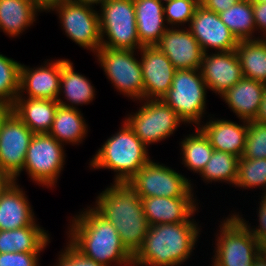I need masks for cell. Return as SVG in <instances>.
<instances>
[{"label": "cell", "mask_w": 266, "mask_h": 266, "mask_svg": "<svg viewBox=\"0 0 266 266\" xmlns=\"http://www.w3.org/2000/svg\"><path fill=\"white\" fill-rule=\"evenodd\" d=\"M252 266H266V258L260 253L253 262Z\"/></svg>", "instance_id": "46"}, {"label": "cell", "mask_w": 266, "mask_h": 266, "mask_svg": "<svg viewBox=\"0 0 266 266\" xmlns=\"http://www.w3.org/2000/svg\"><path fill=\"white\" fill-rule=\"evenodd\" d=\"M14 182V179L5 171L0 169V195Z\"/></svg>", "instance_id": "44"}, {"label": "cell", "mask_w": 266, "mask_h": 266, "mask_svg": "<svg viewBox=\"0 0 266 266\" xmlns=\"http://www.w3.org/2000/svg\"><path fill=\"white\" fill-rule=\"evenodd\" d=\"M21 63L0 54V108L10 109L20 89Z\"/></svg>", "instance_id": "33"}, {"label": "cell", "mask_w": 266, "mask_h": 266, "mask_svg": "<svg viewBox=\"0 0 266 266\" xmlns=\"http://www.w3.org/2000/svg\"><path fill=\"white\" fill-rule=\"evenodd\" d=\"M73 66L69 59H61L60 92L57 101L61 106L78 109L76 106L89 104L96 94L90 80L75 72ZM61 94L67 103L60 98Z\"/></svg>", "instance_id": "25"}, {"label": "cell", "mask_w": 266, "mask_h": 266, "mask_svg": "<svg viewBox=\"0 0 266 266\" xmlns=\"http://www.w3.org/2000/svg\"><path fill=\"white\" fill-rule=\"evenodd\" d=\"M199 128L207 136L214 150L242 157L248 132V121L241 119L242 124L225 120L212 119Z\"/></svg>", "instance_id": "20"}, {"label": "cell", "mask_w": 266, "mask_h": 266, "mask_svg": "<svg viewBox=\"0 0 266 266\" xmlns=\"http://www.w3.org/2000/svg\"><path fill=\"white\" fill-rule=\"evenodd\" d=\"M58 101L51 99L16 97L11 110L34 133H49Z\"/></svg>", "instance_id": "24"}, {"label": "cell", "mask_w": 266, "mask_h": 266, "mask_svg": "<svg viewBox=\"0 0 266 266\" xmlns=\"http://www.w3.org/2000/svg\"><path fill=\"white\" fill-rule=\"evenodd\" d=\"M99 8L101 47L122 50H139L142 47L133 0H106Z\"/></svg>", "instance_id": "7"}, {"label": "cell", "mask_w": 266, "mask_h": 266, "mask_svg": "<svg viewBox=\"0 0 266 266\" xmlns=\"http://www.w3.org/2000/svg\"><path fill=\"white\" fill-rule=\"evenodd\" d=\"M120 130L109 137L89 162L92 169L116 172L114 183H127L151 159L147 146L122 121Z\"/></svg>", "instance_id": "4"}, {"label": "cell", "mask_w": 266, "mask_h": 266, "mask_svg": "<svg viewBox=\"0 0 266 266\" xmlns=\"http://www.w3.org/2000/svg\"><path fill=\"white\" fill-rule=\"evenodd\" d=\"M34 133L11 109L0 108V169L16 182Z\"/></svg>", "instance_id": "12"}, {"label": "cell", "mask_w": 266, "mask_h": 266, "mask_svg": "<svg viewBox=\"0 0 266 266\" xmlns=\"http://www.w3.org/2000/svg\"><path fill=\"white\" fill-rule=\"evenodd\" d=\"M137 34L142 47L156 46L169 28L164 17V5L158 0H133Z\"/></svg>", "instance_id": "23"}, {"label": "cell", "mask_w": 266, "mask_h": 266, "mask_svg": "<svg viewBox=\"0 0 266 266\" xmlns=\"http://www.w3.org/2000/svg\"><path fill=\"white\" fill-rule=\"evenodd\" d=\"M161 4H166V3H169V2H172L173 0H158Z\"/></svg>", "instance_id": "49"}, {"label": "cell", "mask_w": 266, "mask_h": 266, "mask_svg": "<svg viewBox=\"0 0 266 266\" xmlns=\"http://www.w3.org/2000/svg\"><path fill=\"white\" fill-rule=\"evenodd\" d=\"M188 26L204 53L209 52L208 49H214L215 52L234 51L237 47L238 40L222 22L219 14L200 4Z\"/></svg>", "instance_id": "14"}, {"label": "cell", "mask_w": 266, "mask_h": 266, "mask_svg": "<svg viewBox=\"0 0 266 266\" xmlns=\"http://www.w3.org/2000/svg\"><path fill=\"white\" fill-rule=\"evenodd\" d=\"M219 16L238 41L260 39L254 36L256 25L252 3L249 0H240Z\"/></svg>", "instance_id": "30"}, {"label": "cell", "mask_w": 266, "mask_h": 266, "mask_svg": "<svg viewBox=\"0 0 266 266\" xmlns=\"http://www.w3.org/2000/svg\"><path fill=\"white\" fill-rule=\"evenodd\" d=\"M64 145L48 133L34 134L26 153L23 171L38 185L56 186L64 169Z\"/></svg>", "instance_id": "11"}, {"label": "cell", "mask_w": 266, "mask_h": 266, "mask_svg": "<svg viewBox=\"0 0 266 266\" xmlns=\"http://www.w3.org/2000/svg\"><path fill=\"white\" fill-rule=\"evenodd\" d=\"M207 85L199 69L176 70L162 100L187 124L199 127L205 115Z\"/></svg>", "instance_id": "6"}, {"label": "cell", "mask_w": 266, "mask_h": 266, "mask_svg": "<svg viewBox=\"0 0 266 266\" xmlns=\"http://www.w3.org/2000/svg\"><path fill=\"white\" fill-rule=\"evenodd\" d=\"M252 7L256 31L260 30V38L266 39V3H252Z\"/></svg>", "instance_id": "40"}, {"label": "cell", "mask_w": 266, "mask_h": 266, "mask_svg": "<svg viewBox=\"0 0 266 266\" xmlns=\"http://www.w3.org/2000/svg\"><path fill=\"white\" fill-rule=\"evenodd\" d=\"M251 3H266V0H249Z\"/></svg>", "instance_id": "48"}, {"label": "cell", "mask_w": 266, "mask_h": 266, "mask_svg": "<svg viewBox=\"0 0 266 266\" xmlns=\"http://www.w3.org/2000/svg\"><path fill=\"white\" fill-rule=\"evenodd\" d=\"M49 61V62H48ZM47 63V64H46ZM61 59L45 61L30 68L21 64L20 89L17 97L51 99L57 101L60 92ZM24 92L28 96H24Z\"/></svg>", "instance_id": "18"}, {"label": "cell", "mask_w": 266, "mask_h": 266, "mask_svg": "<svg viewBox=\"0 0 266 266\" xmlns=\"http://www.w3.org/2000/svg\"><path fill=\"white\" fill-rule=\"evenodd\" d=\"M156 46L177 70L200 69L204 52L187 27H169Z\"/></svg>", "instance_id": "17"}, {"label": "cell", "mask_w": 266, "mask_h": 266, "mask_svg": "<svg viewBox=\"0 0 266 266\" xmlns=\"http://www.w3.org/2000/svg\"><path fill=\"white\" fill-rule=\"evenodd\" d=\"M35 7L40 11H52L55 7L67 0H31Z\"/></svg>", "instance_id": "42"}, {"label": "cell", "mask_w": 266, "mask_h": 266, "mask_svg": "<svg viewBox=\"0 0 266 266\" xmlns=\"http://www.w3.org/2000/svg\"><path fill=\"white\" fill-rule=\"evenodd\" d=\"M88 125L79 109L58 105L50 134L63 144L79 145L88 133Z\"/></svg>", "instance_id": "27"}, {"label": "cell", "mask_w": 266, "mask_h": 266, "mask_svg": "<svg viewBox=\"0 0 266 266\" xmlns=\"http://www.w3.org/2000/svg\"><path fill=\"white\" fill-rule=\"evenodd\" d=\"M191 180L165 164L150 160L127 184L140 197H194Z\"/></svg>", "instance_id": "10"}, {"label": "cell", "mask_w": 266, "mask_h": 266, "mask_svg": "<svg viewBox=\"0 0 266 266\" xmlns=\"http://www.w3.org/2000/svg\"><path fill=\"white\" fill-rule=\"evenodd\" d=\"M144 215L149 226L196 222L193 215L198 210L194 197H146L141 198Z\"/></svg>", "instance_id": "19"}, {"label": "cell", "mask_w": 266, "mask_h": 266, "mask_svg": "<svg viewBox=\"0 0 266 266\" xmlns=\"http://www.w3.org/2000/svg\"><path fill=\"white\" fill-rule=\"evenodd\" d=\"M200 72L208 90L221 96L243 78L236 51L204 53Z\"/></svg>", "instance_id": "16"}, {"label": "cell", "mask_w": 266, "mask_h": 266, "mask_svg": "<svg viewBox=\"0 0 266 266\" xmlns=\"http://www.w3.org/2000/svg\"><path fill=\"white\" fill-rule=\"evenodd\" d=\"M200 228L197 222L149 226L143 243L133 256V266H180L189 260Z\"/></svg>", "instance_id": "3"}, {"label": "cell", "mask_w": 266, "mask_h": 266, "mask_svg": "<svg viewBox=\"0 0 266 266\" xmlns=\"http://www.w3.org/2000/svg\"><path fill=\"white\" fill-rule=\"evenodd\" d=\"M235 51L243 77L266 84V39L238 41Z\"/></svg>", "instance_id": "29"}, {"label": "cell", "mask_w": 266, "mask_h": 266, "mask_svg": "<svg viewBox=\"0 0 266 266\" xmlns=\"http://www.w3.org/2000/svg\"><path fill=\"white\" fill-rule=\"evenodd\" d=\"M239 1L240 0H199V4L207 10L220 14Z\"/></svg>", "instance_id": "41"}, {"label": "cell", "mask_w": 266, "mask_h": 266, "mask_svg": "<svg viewBox=\"0 0 266 266\" xmlns=\"http://www.w3.org/2000/svg\"><path fill=\"white\" fill-rule=\"evenodd\" d=\"M182 164L194 173H200L210 160L214 148L199 127L181 142Z\"/></svg>", "instance_id": "31"}, {"label": "cell", "mask_w": 266, "mask_h": 266, "mask_svg": "<svg viewBox=\"0 0 266 266\" xmlns=\"http://www.w3.org/2000/svg\"><path fill=\"white\" fill-rule=\"evenodd\" d=\"M38 12L31 0H0V30L15 38L33 25Z\"/></svg>", "instance_id": "28"}, {"label": "cell", "mask_w": 266, "mask_h": 266, "mask_svg": "<svg viewBox=\"0 0 266 266\" xmlns=\"http://www.w3.org/2000/svg\"><path fill=\"white\" fill-rule=\"evenodd\" d=\"M70 220L68 241L84 256L104 266H133V256L123 246L120 236L109 221L92 206ZM124 264V265H123Z\"/></svg>", "instance_id": "1"}, {"label": "cell", "mask_w": 266, "mask_h": 266, "mask_svg": "<svg viewBox=\"0 0 266 266\" xmlns=\"http://www.w3.org/2000/svg\"><path fill=\"white\" fill-rule=\"evenodd\" d=\"M58 263L55 266H104L84 256L69 241L64 250L59 252Z\"/></svg>", "instance_id": "37"}, {"label": "cell", "mask_w": 266, "mask_h": 266, "mask_svg": "<svg viewBox=\"0 0 266 266\" xmlns=\"http://www.w3.org/2000/svg\"><path fill=\"white\" fill-rule=\"evenodd\" d=\"M48 231L39 225L0 230V253L42 252L49 244Z\"/></svg>", "instance_id": "26"}, {"label": "cell", "mask_w": 266, "mask_h": 266, "mask_svg": "<svg viewBox=\"0 0 266 266\" xmlns=\"http://www.w3.org/2000/svg\"><path fill=\"white\" fill-rule=\"evenodd\" d=\"M95 7L65 1L52 11L59 14L63 31L80 47L94 54L101 48L99 11Z\"/></svg>", "instance_id": "13"}, {"label": "cell", "mask_w": 266, "mask_h": 266, "mask_svg": "<svg viewBox=\"0 0 266 266\" xmlns=\"http://www.w3.org/2000/svg\"><path fill=\"white\" fill-rule=\"evenodd\" d=\"M265 86V83L243 77L220 97L240 120L250 121L258 114Z\"/></svg>", "instance_id": "22"}, {"label": "cell", "mask_w": 266, "mask_h": 266, "mask_svg": "<svg viewBox=\"0 0 266 266\" xmlns=\"http://www.w3.org/2000/svg\"><path fill=\"white\" fill-rule=\"evenodd\" d=\"M41 252L0 253V266H39Z\"/></svg>", "instance_id": "38"}, {"label": "cell", "mask_w": 266, "mask_h": 266, "mask_svg": "<svg viewBox=\"0 0 266 266\" xmlns=\"http://www.w3.org/2000/svg\"><path fill=\"white\" fill-rule=\"evenodd\" d=\"M241 158H266V124L258 123L254 120L248 121L245 150Z\"/></svg>", "instance_id": "35"}, {"label": "cell", "mask_w": 266, "mask_h": 266, "mask_svg": "<svg viewBox=\"0 0 266 266\" xmlns=\"http://www.w3.org/2000/svg\"><path fill=\"white\" fill-rule=\"evenodd\" d=\"M260 253L266 258V239L260 243Z\"/></svg>", "instance_id": "47"}, {"label": "cell", "mask_w": 266, "mask_h": 266, "mask_svg": "<svg viewBox=\"0 0 266 266\" xmlns=\"http://www.w3.org/2000/svg\"><path fill=\"white\" fill-rule=\"evenodd\" d=\"M141 53L144 99H162L172 86L176 68L157 46H145Z\"/></svg>", "instance_id": "15"}, {"label": "cell", "mask_w": 266, "mask_h": 266, "mask_svg": "<svg viewBox=\"0 0 266 266\" xmlns=\"http://www.w3.org/2000/svg\"><path fill=\"white\" fill-rule=\"evenodd\" d=\"M239 157L230 153L214 150L208 163L199 173L206 182H226L235 185Z\"/></svg>", "instance_id": "32"}, {"label": "cell", "mask_w": 266, "mask_h": 266, "mask_svg": "<svg viewBox=\"0 0 266 266\" xmlns=\"http://www.w3.org/2000/svg\"><path fill=\"white\" fill-rule=\"evenodd\" d=\"M92 208L113 224L123 246L134 256L149 228L141 198L127 183H113L97 196Z\"/></svg>", "instance_id": "2"}, {"label": "cell", "mask_w": 266, "mask_h": 266, "mask_svg": "<svg viewBox=\"0 0 266 266\" xmlns=\"http://www.w3.org/2000/svg\"><path fill=\"white\" fill-rule=\"evenodd\" d=\"M73 3H77V4H83V5H89V6H97L98 5H102L106 0H67Z\"/></svg>", "instance_id": "45"}, {"label": "cell", "mask_w": 266, "mask_h": 266, "mask_svg": "<svg viewBox=\"0 0 266 266\" xmlns=\"http://www.w3.org/2000/svg\"><path fill=\"white\" fill-rule=\"evenodd\" d=\"M138 51L101 47L94 54L114 88L134 101L144 99L141 62L135 57Z\"/></svg>", "instance_id": "8"}, {"label": "cell", "mask_w": 266, "mask_h": 266, "mask_svg": "<svg viewBox=\"0 0 266 266\" xmlns=\"http://www.w3.org/2000/svg\"><path fill=\"white\" fill-rule=\"evenodd\" d=\"M139 110L125 117L136 136L149 146L173 135L185 122L162 99H143Z\"/></svg>", "instance_id": "9"}, {"label": "cell", "mask_w": 266, "mask_h": 266, "mask_svg": "<svg viewBox=\"0 0 266 266\" xmlns=\"http://www.w3.org/2000/svg\"><path fill=\"white\" fill-rule=\"evenodd\" d=\"M219 227L212 266H252L260 254V244L248 227L233 213Z\"/></svg>", "instance_id": "5"}, {"label": "cell", "mask_w": 266, "mask_h": 266, "mask_svg": "<svg viewBox=\"0 0 266 266\" xmlns=\"http://www.w3.org/2000/svg\"><path fill=\"white\" fill-rule=\"evenodd\" d=\"M199 5V0H173L164 4V17L170 27H184L194 15L195 9Z\"/></svg>", "instance_id": "36"}, {"label": "cell", "mask_w": 266, "mask_h": 266, "mask_svg": "<svg viewBox=\"0 0 266 266\" xmlns=\"http://www.w3.org/2000/svg\"><path fill=\"white\" fill-rule=\"evenodd\" d=\"M235 187L252 189L262 188L266 194V158H239Z\"/></svg>", "instance_id": "34"}, {"label": "cell", "mask_w": 266, "mask_h": 266, "mask_svg": "<svg viewBox=\"0 0 266 266\" xmlns=\"http://www.w3.org/2000/svg\"><path fill=\"white\" fill-rule=\"evenodd\" d=\"M25 195V191L15 181L0 195V230L39 225Z\"/></svg>", "instance_id": "21"}, {"label": "cell", "mask_w": 266, "mask_h": 266, "mask_svg": "<svg viewBox=\"0 0 266 266\" xmlns=\"http://www.w3.org/2000/svg\"><path fill=\"white\" fill-rule=\"evenodd\" d=\"M258 210V221L259 225L256 228H252L250 224L243 218L239 213H235V215L248 227L252 236L258 241L260 244L262 241L266 239V194L261 195ZM251 227V228H250Z\"/></svg>", "instance_id": "39"}, {"label": "cell", "mask_w": 266, "mask_h": 266, "mask_svg": "<svg viewBox=\"0 0 266 266\" xmlns=\"http://www.w3.org/2000/svg\"><path fill=\"white\" fill-rule=\"evenodd\" d=\"M254 121H256L258 123L266 124V86H265L263 99H262V102L260 104L258 114H257L256 118L254 119Z\"/></svg>", "instance_id": "43"}]
</instances>
